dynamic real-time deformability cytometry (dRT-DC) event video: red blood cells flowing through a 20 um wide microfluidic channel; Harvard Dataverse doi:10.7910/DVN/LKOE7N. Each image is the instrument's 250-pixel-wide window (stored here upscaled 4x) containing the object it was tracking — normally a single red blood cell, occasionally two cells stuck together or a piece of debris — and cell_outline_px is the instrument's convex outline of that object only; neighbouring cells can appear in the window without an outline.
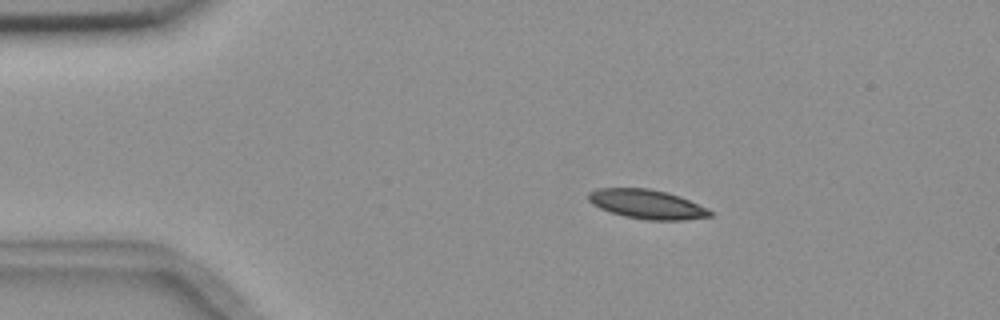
{"species": "common noctule bat (a hibernating species)", "species_latin": "Nyctalus noctula", "temperature_condition": "room temperature", "stored_images_in_passage": 4, "camera_frame_rate_fps": 3000, "um_per_image_px": 0.085, "animal": {"sex": "female", "body_mass_g": 18.4}, "frame": {"image": 1, "passage_image": 1, "time_ms": 0.0, "image_size_px": [1000, 320], "cell_outline_px": [[712, 216], [684, 220], [648, 220], [624, 216], [600, 208], [592, 204], [588, 200], [588, 192], [596, 188], [648, 188], [668, 192], [680, 196], [712, 212]], "centroid_in_image_um": [54.95, 17.35], "position_along_channel_um": 30.1, "area_um2": 20.58}}
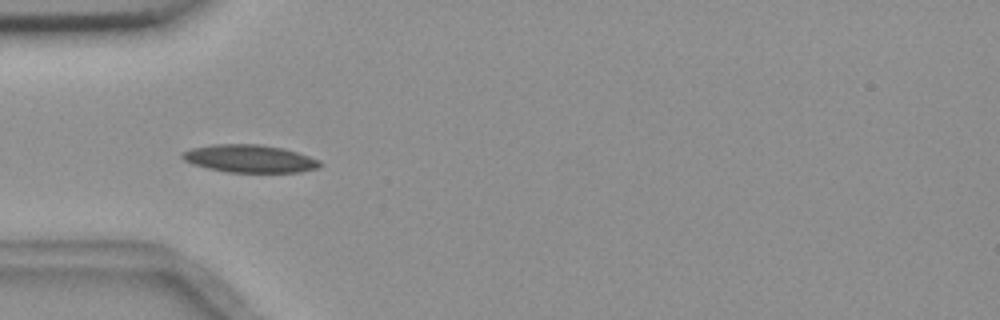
{"frame": {"image": 2, "passage_image": 3, "time_ms": 2.333, "image_size_px": [1000, 320], "cell_outline_px": [[320, 164], [316, 168], [300, 172], [228, 172], [208, 168], [192, 164], [184, 160], [180, 156], [180, 152], [192, 148], [212, 144], [260, 144], [284, 148], [320, 160]], "centroid_in_image_um": [21.17, 13.47], "position_along_channel_um": 63.8, "area_um2": 22.2}}